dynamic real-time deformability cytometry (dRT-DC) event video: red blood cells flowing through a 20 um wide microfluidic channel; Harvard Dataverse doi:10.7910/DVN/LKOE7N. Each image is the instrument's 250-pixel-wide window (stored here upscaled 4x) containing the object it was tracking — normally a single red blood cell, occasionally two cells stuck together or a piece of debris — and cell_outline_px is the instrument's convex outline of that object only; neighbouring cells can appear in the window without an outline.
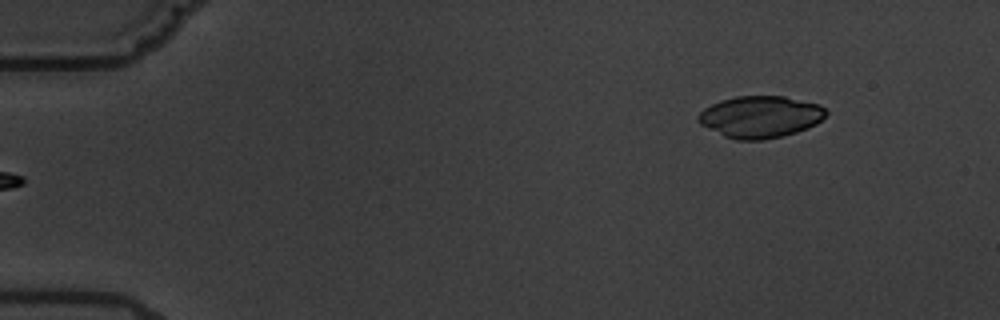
{"species": "common noctule bat (a hibernating species)", "species_latin": "Nyctalus noctula", "temperature_condition": "warm", "stored_images_in_passage": 4, "segment_of_instrument_passage": [2, 2], "camera_frame_rate_fps": 3000, "um_per_image_px": 0.085, "animal": {"sex": "male", "body_mass_g": 19.5, "forearm_length_mm": 54.6}, "frame": {"image": 1, "passage_image": 4, "time_ms": 3.667, "image_size_px": [1000, 320], "cell_outline_px": [[828, 112], [816, 124], [808, 128], [784, 136], [764, 140], [736, 140], [724, 136], [700, 124], [696, 120], [696, 116], [704, 108], [720, 100], [736, 96], [784, 96], [820, 104]], "centroid_in_image_um": [64.61, 9.93], "position_along_channel_um": 20.4, "area_um2": 31.33}}